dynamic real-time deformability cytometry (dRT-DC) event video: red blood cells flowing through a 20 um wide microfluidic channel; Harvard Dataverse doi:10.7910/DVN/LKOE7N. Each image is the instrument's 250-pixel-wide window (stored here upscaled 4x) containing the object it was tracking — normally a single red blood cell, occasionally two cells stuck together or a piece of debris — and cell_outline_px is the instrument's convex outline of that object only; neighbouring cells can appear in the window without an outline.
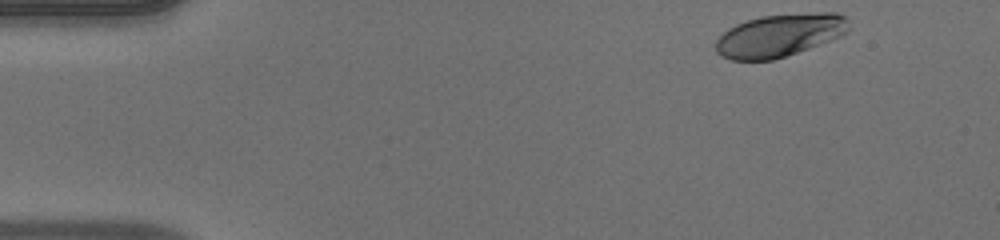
{"species": "human", "species_latin": "Homo sapiens", "temperature_condition": "warm", "stored_images_in_passage": 40, "camera_frame_rate_fps": 3000, "um_per_image_px": 0.085, "donor": {"sex": "male"}, "frame": {"image": 1, "passage_image": 1, "time_ms": 0.0, "image_size_px": [1000, 240], "cell_outline_px": [[848, 32], [840, 36], [808, 48], [772, 60], [732, 60], [720, 56], [716, 52], [716, 40], [728, 28], [736, 24], [760, 16], [816, 12], [836, 12], [844, 16], [848, 20]], "centroid_in_image_um": [66.25, 2.99], "position_along_channel_um": 18.8, "area_um2": 33.0}}
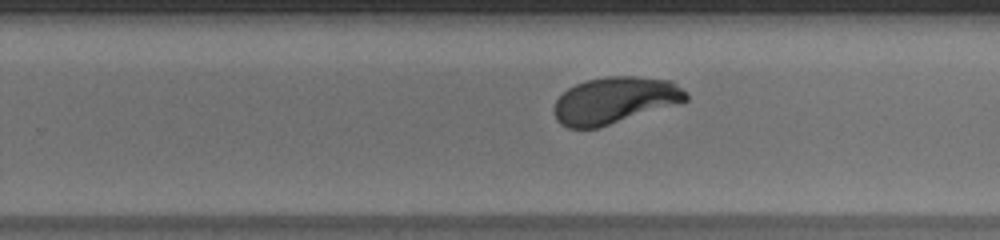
{"frame": {"image": 2, "passage_image": 28, "time_ms": 9.0, "image_size_px": [1000, 240], "cell_outline_px": [[688, 100], [680, 104], [596, 128], [568, 128], [560, 124], [556, 120], [552, 108], [556, 100], [568, 88], [576, 84], [588, 80], [608, 76], [636, 76], [672, 80], [688, 92]], "centroid_in_image_um": [52.28, 8.52], "position_along_channel_um": 277.5, "area_um2": 36.18}}
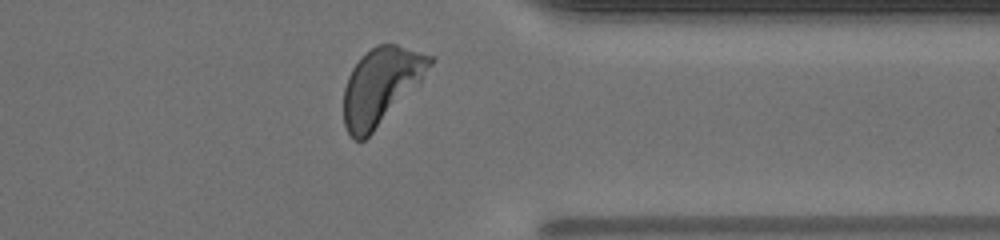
{"frame": {"image": 3, "passage_image": 36, "time_ms": 11.667, "image_size_px": [1000, 240], "cell_outline_px": [[436, 60], [420, 84], [364, 140], [356, 140], [348, 132], [344, 124], [344, 88], [348, 76], [352, 68], [376, 44], [396, 44], [436, 56]], "centroid_in_image_um": [32.44, 7.27], "position_along_channel_um": 379.0, "area_um2": 38.32}, "authors_computed_cell_mechanics": {"area_um2": 36.5007, "velocity_mm_per_s": 4.0376, "shape_relaxation_time_tau1_ms": 2.9943, "shape_relaxation_time_tau2_ms": null, "deformation_change_tau1": 0.1935, "deformation_change_tau2": null}}